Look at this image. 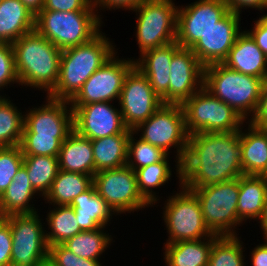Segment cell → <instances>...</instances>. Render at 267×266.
<instances>
[{
  "label": "cell",
  "mask_w": 267,
  "mask_h": 266,
  "mask_svg": "<svg viewBox=\"0 0 267 266\" xmlns=\"http://www.w3.org/2000/svg\"><path fill=\"white\" fill-rule=\"evenodd\" d=\"M242 175L239 131L194 133L189 136L181 161V186L200 188Z\"/></svg>",
  "instance_id": "obj_1"
},
{
  "label": "cell",
  "mask_w": 267,
  "mask_h": 266,
  "mask_svg": "<svg viewBox=\"0 0 267 266\" xmlns=\"http://www.w3.org/2000/svg\"><path fill=\"white\" fill-rule=\"evenodd\" d=\"M105 35L100 31L90 41L62 50L59 78L48 97L70 102L91 75L115 54V46Z\"/></svg>",
  "instance_id": "obj_2"
},
{
  "label": "cell",
  "mask_w": 267,
  "mask_h": 266,
  "mask_svg": "<svg viewBox=\"0 0 267 266\" xmlns=\"http://www.w3.org/2000/svg\"><path fill=\"white\" fill-rule=\"evenodd\" d=\"M19 85L44 90L48 95L59 78L62 50L33 30L11 44Z\"/></svg>",
  "instance_id": "obj_3"
},
{
  "label": "cell",
  "mask_w": 267,
  "mask_h": 266,
  "mask_svg": "<svg viewBox=\"0 0 267 266\" xmlns=\"http://www.w3.org/2000/svg\"><path fill=\"white\" fill-rule=\"evenodd\" d=\"M263 84V79L237 72L223 63L204 67L203 87L233 108L244 120L254 115Z\"/></svg>",
  "instance_id": "obj_4"
},
{
  "label": "cell",
  "mask_w": 267,
  "mask_h": 266,
  "mask_svg": "<svg viewBox=\"0 0 267 266\" xmlns=\"http://www.w3.org/2000/svg\"><path fill=\"white\" fill-rule=\"evenodd\" d=\"M96 12L41 10L35 16V30L60 50L76 47L100 32L102 18Z\"/></svg>",
  "instance_id": "obj_5"
},
{
  "label": "cell",
  "mask_w": 267,
  "mask_h": 266,
  "mask_svg": "<svg viewBox=\"0 0 267 266\" xmlns=\"http://www.w3.org/2000/svg\"><path fill=\"white\" fill-rule=\"evenodd\" d=\"M142 130V131H141ZM135 134L141 131L140 138L154 145L168 155L169 149L177 147L176 172L181 187V161L183 160L189 141V133L186 129L185 115L180 104H163L146 121L141 122L135 129ZM139 131V132H138Z\"/></svg>",
  "instance_id": "obj_6"
},
{
  "label": "cell",
  "mask_w": 267,
  "mask_h": 266,
  "mask_svg": "<svg viewBox=\"0 0 267 266\" xmlns=\"http://www.w3.org/2000/svg\"><path fill=\"white\" fill-rule=\"evenodd\" d=\"M189 189L198 199L205 225L218 236L237 235L239 178ZM236 226V227H235Z\"/></svg>",
  "instance_id": "obj_7"
},
{
  "label": "cell",
  "mask_w": 267,
  "mask_h": 266,
  "mask_svg": "<svg viewBox=\"0 0 267 266\" xmlns=\"http://www.w3.org/2000/svg\"><path fill=\"white\" fill-rule=\"evenodd\" d=\"M182 107L189 135L240 131L245 121L233 108L204 87L186 100Z\"/></svg>",
  "instance_id": "obj_8"
},
{
  "label": "cell",
  "mask_w": 267,
  "mask_h": 266,
  "mask_svg": "<svg viewBox=\"0 0 267 266\" xmlns=\"http://www.w3.org/2000/svg\"><path fill=\"white\" fill-rule=\"evenodd\" d=\"M133 11L140 54L176 41L177 12L173 0H146Z\"/></svg>",
  "instance_id": "obj_9"
},
{
  "label": "cell",
  "mask_w": 267,
  "mask_h": 266,
  "mask_svg": "<svg viewBox=\"0 0 267 266\" xmlns=\"http://www.w3.org/2000/svg\"><path fill=\"white\" fill-rule=\"evenodd\" d=\"M180 189L165 201L163 219L169 236L164 244L212 237L214 234L204 223L197 197L183 186Z\"/></svg>",
  "instance_id": "obj_10"
},
{
  "label": "cell",
  "mask_w": 267,
  "mask_h": 266,
  "mask_svg": "<svg viewBox=\"0 0 267 266\" xmlns=\"http://www.w3.org/2000/svg\"><path fill=\"white\" fill-rule=\"evenodd\" d=\"M93 185L116 215L151 206L139 192L135 171L127 165L96 172Z\"/></svg>",
  "instance_id": "obj_11"
},
{
  "label": "cell",
  "mask_w": 267,
  "mask_h": 266,
  "mask_svg": "<svg viewBox=\"0 0 267 266\" xmlns=\"http://www.w3.org/2000/svg\"><path fill=\"white\" fill-rule=\"evenodd\" d=\"M37 213L4 217L12 233L11 266H38L48 258L46 230Z\"/></svg>",
  "instance_id": "obj_12"
},
{
  "label": "cell",
  "mask_w": 267,
  "mask_h": 266,
  "mask_svg": "<svg viewBox=\"0 0 267 266\" xmlns=\"http://www.w3.org/2000/svg\"><path fill=\"white\" fill-rule=\"evenodd\" d=\"M118 103L123 122L131 130L146 121L163 105L148 78L135 66L124 80Z\"/></svg>",
  "instance_id": "obj_13"
},
{
  "label": "cell",
  "mask_w": 267,
  "mask_h": 266,
  "mask_svg": "<svg viewBox=\"0 0 267 266\" xmlns=\"http://www.w3.org/2000/svg\"><path fill=\"white\" fill-rule=\"evenodd\" d=\"M116 53L83 84L70 105L119 100L124 80L135 66L133 59H119Z\"/></svg>",
  "instance_id": "obj_14"
},
{
  "label": "cell",
  "mask_w": 267,
  "mask_h": 266,
  "mask_svg": "<svg viewBox=\"0 0 267 266\" xmlns=\"http://www.w3.org/2000/svg\"><path fill=\"white\" fill-rule=\"evenodd\" d=\"M229 11L222 0H198L178 6L176 42L191 49Z\"/></svg>",
  "instance_id": "obj_15"
},
{
  "label": "cell",
  "mask_w": 267,
  "mask_h": 266,
  "mask_svg": "<svg viewBox=\"0 0 267 266\" xmlns=\"http://www.w3.org/2000/svg\"><path fill=\"white\" fill-rule=\"evenodd\" d=\"M70 106L74 130L90 140L133 131L125 126L120 109L111 105V102Z\"/></svg>",
  "instance_id": "obj_16"
},
{
  "label": "cell",
  "mask_w": 267,
  "mask_h": 266,
  "mask_svg": "<svg viewBox=\"0 0 267 266\" xmlns=\"http://www.w3.org/2000/svg\"><path fill=\"white\" fill-rule=\"evenodd\" d=\"M46 101V104L30 109L26 115L24 114L22 136L68 137L74 130L70 102L48 96Z\"/></svg>",
  "instance_id": "obj_17"
},
{
  "label": "cell",
  "mask_w": 267,
  "mask_h": 266,
  "mask_svg": "<svg viewBox=\"0 0 267 266\" xmlns=\"http://www.w3.org/2000/svg\"><path fill=\"white\" fill-rule=\"evenodd\" d=\"M204 66L189 48L180 47L170 65L169 104L182 105L203 87Z\"/></svg>",
  "instance_id": "obj_18"
},
{
  "label": "cell",
  "mask_w": 267,
  "mask_h": 266,
  "mask_svg": "<svg viewBox=\"0 0 267 266\" xmlns=\"http://www.w3.org/2000/svg\"><path fill=\"white\" fill-rule=\"evenodd\" d=\"M241 16L229 11L191 48L205 67L222 63L228 56L240 32Z\"/></svg>",
  "instance_id": "obj_19"
},
{
  "label": "cell",
  "mask_w": 267,
  "mask_h": 266,
  "mask_svg": "<svg viewBox=\"0 0 267 266\" xmlns=\"http://www.w3.org/2000/svg\"><path fill=\"white\" fill-rule=\"evenodd\" d=\"M181 46L176 42L156 47L143 52L134 60L138 68L149 80L155 93L161 98L163 104H169L170 65L173 54Z\"/></svg>",
  "instance_id": "obj_20"
},
{
  "label": "cell",
  "mask_w": 267,
  "mask_h": 266,
  "mask_svg": "<svg viewBox=\"0 0 267 266\" xmlns=\"http://www.w3.org/2000/svg\"><path fill=\"white\" fill-rule=\"evenodd\" d=\"M227 67L251 75L267 79V57L245 31L237 36L227 58L222 62Z\"/></svg>",
  "instance_id": "obj_21"
},
{
  "label": "cell",
  "mask_w": 267,
  "mask_h": 266,
  "mask_svg": "<svg viewBox=\"0 0 267 266\" xmlns=\"http://www.w3.org/2000/svg\"><path fill=\"white\" fill-rule=\"evenodd\" d=\"M239 131L241 165L244 175L267 176V131L248 124Z\"/></svg>",
  "instance_id": "obj_22"
},
{
  "label": "cell",
  "mask_w": 267,
  "mask_h": 266,
  "mask_svg": "<svg viewBox=\"0 0 267 266\" xmlns=\"http://www.w3.org/2000/svg\"><path fill=\"white\" fill-rule=\"evenodd\" d=\"M59 169L93 176L95 162L92 142L73 130L62 142L58 156Z\"/></svg>",
  "instance_id": "obj_23"
},
{
  "label": "cell",
  "mask_w": 267,
  "mask_h": 266,
  "mask_svg": "<svg viewBox=\"0 0 267 266\" xmlns=\"http://www.w3.org/2000/svg\"><path fill=\"white\" fill-rule=\"evenodd\" d=\"M74 209L78 225L82 231L106 227L115 213L96 192L94 185L73 199L69 205Z\"/></svg>",
  "instance_id": "obj_24"
},
{
  "label": "cell",
  "mask_w": 267,
  "mask_h": 266,
  "mask_svg": "<svg viewBox=\"0 0 267 266\" xmlns=\"http://www.w3.org/2000/svg\"><path fill=\"white\" fill-rule=\"evenodd\" d=\"M35 30V15L20 0L0 2V43L12 44Z\"/></svg>",
  "instance_id": "obj_25"
},
{
  "label": "cell",
  "mask_w": 267,
  "mask_h": 266,
  "mask_svg": "<svg viewBox=\"0 0 267 266\" xmlns=\"http://www.w3.org/2000/svg\"><path fill=\"white\" fill-rule=\"evenodd\" d=\"M38 194L30 184L26 168L22 165L13 177L12 183L0 197V217L13 214H32L38 209L29 204ZM37 210V211H36Z\"/></svg>",
  "instance_id": "obj_26"
},
{
  "label": "cell",
  "mask_w": 267,
  "mask_h": 266,
  "mask_svg": "<svg viewBox=\"0 0 267 266\" xmlns=\"http://www.w3.org/2000/svg\"><path fill=\"white\" fill-rule=\"evenodd\" d=\"M267 197V176L242 175L239 177L238 218L259 219Z\"/></svg>",
  "instance_id": "obj_27"
},
{
  "label": "cell",
  "mask_w": 267,
  "mask_h": 266,
  "mask_svg": "<svg viewBox=\"0 0 267 266\" xmlns=\"http://www.w3.org/2000/svg\"><path fill=\"white\" fill-rule=\"evenodd\" d=\"M218 235L201 240L179 241L164 245L167 266H208L212 244ZM206 240V241H205Z\"/></svg>",
  "instance_id": "obj_28"
},
{
  "label": "cell",
  "mask_w": 267,
  "mask_h": 266,
  "mask_svg": "<svg viewBox=\"0 0 267 266\" xmlns=\"http://www.w3.org/2000/svg\"><path fill=\"white\" fill-rule=\"evenodd\" d=\"M129 135L130 133H120L91 140L95 173L127 165Z\"/></svg>",
  "instance_id": "obj_29"
},
{
  "label": "cell",
  "mask_w": 267,
  "mask_h": 266,
  "mask_svg": "<svg viewBox=\"0 0 267 266\" xmlns=\"http://www.w3.org/2000/svg\"><path fill=\"white\" fill-rule=\"evenodd\" d=\"M93 185V176L59 170L50 191L44 197L53 206H68L74 198Z\"/></svg>",
  "instance_id": "obj_30"
},
{
  "label": "cell",
  "mask_w": 267,
  "mask_h": 266,
  "mask_svg": "<svg viewBox=\"0 0 267 266\" xmlns=\"http://www.w3.org/2000/svg\"><path fill=\"white\" fill-rule=\"evenodd\" d=\"M23 166L33 189L43 198L50 191L52 183L59 172L58 157L24 156ZM41 193V194H40Z\"/></svg>",
  "instance_id": "obj_31"
},
{
  "label": "cell",
  "mask_w": 267,
  "mask_h": 266,
  "mask_svg": "<svg viewBox=\"0 0 267 266\" xmlns=\"http://www.w3.org/2000/svg\"><path fill=\"white\" fill-rule=\"evenodd\" d=\"M46 216L49 232L45 231L48 246L63 244L67 239L80 233L74 209L71 206L55 205Z\"/></svg>",
  "instance_id": "obj_32"
},
{
  "label": "cell",
  "mask_w": 267,
  "mask_h": 266,
  "mask_svg": "<svg viewBox=\"0 0 267 266\" xmlns=\"http://www.w3.org/2000/svg\"><path fill=\"white\" fill-rule=\"evenodd\" d=\"M101 227L91 231H81L75 236L67 239L63 245L75 255L99 260L100 255L111 245L113 238L109 233H104Z\"/></svg>",
  "instance_id": "obj_33"
},
{
  "label": "cell",
  "mask_w": 267,
  "mask_h": 266,
  "mask_svg": "<svg viewBox=\"0 0 267 266\" xmlns=\"http://www.w3.org/2000/svg\"><path fill=\"white\" fill-rule=\"evenodd\" d=\"M168 156L160 162L135 170L139 192L151 206L159 200L152 188L163 186L171 179L172 171Z\"/></svg>",
  "instance_id": "obj_34"
},
{
  "label": "cell",
  "mask_w": 267,
  "mask_h": 266,
  "mask_svg": "<svg viewBox=\"0 0 267 266\" xmlns=\"http://www.w3.org/2000/svg\"><path fill=\"white\" fill-rule=\"evenodd\" d=\"M5 96H0V147L20 145L24 114Z\"/></svg>",
  "instance_id": "obj_35"
},
{
  "label": "cell",
  "mask_w": 267,
  "mask_h": 266,
  "mask_svg": "<svg viewBox=\"0 0 267 266\" xmlns=\"http://www.w3.org/2000/svg\"><path fill=\"white\" fill-rule=\"evenodd\" d=\"M238 235L217 236L212 244L208 266H245Z\"/></svg>",
  "instance_id": "obj_36"
},
{
  "label": "cell",
  "mask_w": 267,
  "mask_h": 266,
  "mask_svg": "<svg viewBox=\"0 0 267 266\" xmlns=\"http://www.w3.org/2000/svg\"><path fill=\"white\" fill-rule=\"evenodd\" d=\"M134 131L129 135L127 166L134 171L162 161L168 154L162 149L143 141L136 140ZM136 140V141H135Z\"/></svg>",
  "instance_id": "obj_37"
},
{
  "label": "cell",
  "mask_w": 267,
  "mask_h": 266,
  "mask_svg": "<svg viewBox=\"0 0 267 266\" xmlns=\"http://www.w3.org/2000/svg\"><path fill=\"white\" fill-rule=\"evenodd\" d=\"M23 161L24 156L20 145L0 147V197L12 183Z\"/></svg>",
  "instance_id": "obj_38"
},
{
  "label": "cell",
  "mask_w": 267,
  "mask_h": 266,
  "mask_svg": "<svg viewBox=\"0 0 267 266\" xmlns=\"http://www.w3.org/2000/svg\"><path fill=\"white\" fill-rule=\"evenodd\" d=\"M67 137L22 136L20 147L23 156L58 157L62 142Z\"/></svg>",
  "instance_id": "obj_39"
},
{
  "label": "cell",
  "mask_w": 267,
  "mask_h": 266,
  "mask_svg": "<svg viewBox=\"0 0 267 266\" xmlns=\"http://www.w3.org/2000/svg\"><path fill=\"white\" fill-rule=\"evenodd\" d=\"M11 83H19L13 48L11 44L0 43V90Z\"/></svg>",
  "instance_id": "obj_40"
},
{
  "label": "cell",
  "mask_w": 267,
  "mask_h": 266,
  "mask_svg": "<svg viewBox=\"0 0 267 266\" xmlns=\"http://www.w3.org/2000/svg\"><path fill=\"white\" fill-rule=\"evenodd\" d=\"M42 10L59 12L98 11L93 5V0H45Z\"/></svg>",
  "instance_id": "obj_41"
},
{
  "label": "cell",
  "mask_w": 267,
  "mask_h": 266,
  "mask_svg": "<svg viewBox=\"0 0 267 266\" xmlns=\"http://www.w3.org/2000/svg\"><path fill=\"white\" fill-rule=\"evenodd\" d=\"M12 233L9 222L0 217V266H11Z\"/></svg>",
  "instance_id": "obj_42"
},
{
  "label": "cell",
  "mask_w": 267,
  "mask_h": 266,
  "mask_svg": "<svg viewBox=\"0 0 267 266\" xmlns=\"http://www.w3.org/2000/svg\"><path fill=\"white\" fill-rule=\"evenodd\" d=\"M48 258L57 266H80V257L63 244L49 246Z\"/></svg>",
  "instance_id": "obj_43"
},
{
  "label": "cell",
  "mask_w": 267,
  "mask_h": 266,
  "mask_svg": "<svg viewBox=\"0 0 267 266\" xmlns=\"http://www.w3.org/2000/svg\"><path fill=\"white\" fill-rule=\"evenodd\" d=\"M248 121H245V123H250L257 128L267 129V79L264 81L257 109Z\"/></svg>",
  "instance_id": "obj_44"
},
{
  "label": "cell",
  "mask_w": 267,
  "mask_h": 266,
  "mask_svg": "<svg viewBox=\"0 0 267 266\" xmlns=\"http://www.w3.org/2000/svg\"><path fill=\"white\" fill-rule=\"evenodd\" d=\"M254 24V27L246 32L267 57V14L261 15Z\"/></svg>",
  "instance_id": "obj_45"
},
{
  "label": "cell",
  "mask_w": 267,
  "mask_h": 266,
  "mask_svg": "<svg viewBox=\"0 0 267 266\" xmlns=\"http://www.w3.org/2000/svg\"><path fill=\"white\" fill-rule=\"evenodd\" d=\"M146 0H93V5L95 9L98 7L102 10H112V9H125V10H134L142 2Z\"/></svg>",
  "instance_id": "obj_46"
},
{
  "label": "cell",
  "mask_w": 267,
  "mask_h": 266,
  "mask_svg": "<svg viewBox=\"0 0 267 266\" xmlns=\"http://www.w3.org/2000/svg\"><path fill=\"white\" fill-rule=\"evenodd\" d=\"M227 4L230 11L234 13L241 14L244 7L245 8H254L256 10L264 11L267 9V0H222Z\"/></svg>",
  "instance_id": "obj_47"
},
{
  "label": "cell",
  "mask_w": 267,
  "mask_h": 266,
  "mask_svg": "<svg viewBox=\"0 0 267 266\" xmlns=\"http://www.w3.org/2000/svg\"><path fill=\"white\" fill-rule=\"evenodd\" d=\"M251 252L250 261L253 266H267V241L253 248Z\"/></svg>",
  "instance_id": "obj_48"
},
{
  "label": "cell",
  "mask_w": 267,
  "mask_h": 266,
  "mask_svg": "<svg viewBox=\"0 0 267 266\" xmlns=\"http://www.w3.org/2000/svg\"><path fill=\"white\" fill-rule=\"evenodd\" d=\"M35 16L43 9L45 0H20Z\"/></svg>",
  "instance_id": "obj_49"
},
{
  "label": "cell",
  "mask_w": 267,
  "mask_h": 266,
  "mask_svg": "<svg viewBox=\"0 0 267 266\" xmlns=\"http://www.w3.org/2000/svg\"><path fill=\"white\" fill-rule=\"evenodd\" d=\"M258 220L263 231L262 233L264 234L263 236L266 237L267 236V197L264 203V208Z\"/></svg>",
  "instance_id": "obj_50"
},
{
  "label": "cell",
  "mask_w": 267,
  "mask_h": 266,
  "mask_svg": "<svg viewBox=\"0 0 267 266\" xmlns=\"http://www.w3.org/2000/svg\"><path fill=\"white\" fill-rule=\"evenodd\" d=\"M99 261L80 257V266H102Z\"/></svg>",
  "instance_id": "obj_51"
},
{
  "label": "cell",
  "mask_w": 267,
  "mask_h": 266,
  "mask_svg": "<svg viewBox=\"0 0 267 266\" xmlns=\"http://www.w3.org/2000/svg\"><path fill=\"white\" fill-rule=\"evenodd\" d=\"M38 266H57V265L49 258H46Z\"/></svg>",
  "instance_id": "obj_52"
}]
</instances>
